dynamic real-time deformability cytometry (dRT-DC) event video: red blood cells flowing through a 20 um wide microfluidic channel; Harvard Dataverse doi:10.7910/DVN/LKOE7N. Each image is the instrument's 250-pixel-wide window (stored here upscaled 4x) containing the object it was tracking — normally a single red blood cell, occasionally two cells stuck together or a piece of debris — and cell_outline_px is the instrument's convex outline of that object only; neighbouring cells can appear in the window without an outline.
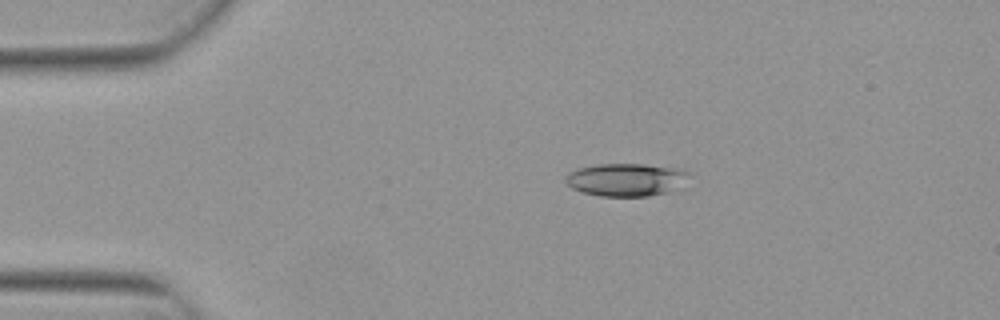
{"species": "Egyptian fruit bat (a non-hibernating species)", "species_latin": "Rousettus aegyptiacus", "temperature_condition": "warm", "stored_images_in_passage": 5, "camera_frame_rate_fps": 3000, "um_per_image_px": 0.085, "animal": {"sex": "female"}, "frame": {"image": 1, "passage_image": 3, "time_ms": 0.667, "image_size_px": [1000, 320], "cell_outline_px": [[692, 176], [684, 188], [668, 192], [648, 196], [600, 196], [580, 192], [572, 188], [564, 180], [564, 176], [568, 172], [580, 168], [596, 164], [644, 164], [680, 168], [688, 172]], "centroid_in_image_um": [53.3, 15.28], "position_along_channel_um": 31.7, "area_um2": 24.28}}